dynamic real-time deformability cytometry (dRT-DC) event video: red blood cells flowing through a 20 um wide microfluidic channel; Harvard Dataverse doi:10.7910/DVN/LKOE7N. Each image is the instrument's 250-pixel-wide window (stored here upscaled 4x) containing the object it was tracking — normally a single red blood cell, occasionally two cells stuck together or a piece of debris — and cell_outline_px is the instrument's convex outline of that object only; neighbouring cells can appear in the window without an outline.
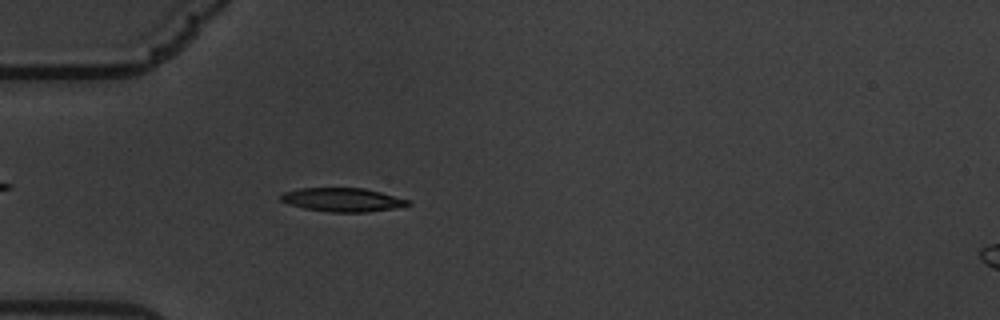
{"species": "common noctule bat (a hibernating species)", "species_latin": "Nyctalus noctula", "temperature_condition": "warm", "stored_images_in_passage": 49, "camera_frame_rate_fps": 3000, "um_per_image_px": 0.085, "animal": {"sex": "male", "body_mass_g": 19.5, "forearm_length_mm": 54.6}, "frame": {"image": 1, "passage_image": 7, "time_ms": 2.0, "image_size_px": [1000, 320], "cell_outline_px": [[412, 204], [396, 208], [368, 212], [332, 212], [304, 208], [288, 204], [280, 200], [280, 196], [284, 192], [300, 188], [364, 188], [380, 192], [408, 200]], "centroid_in_image_um": [29.11, 16.98], "position_along_channel_um": 55.9, "area_um2": 17.46}}
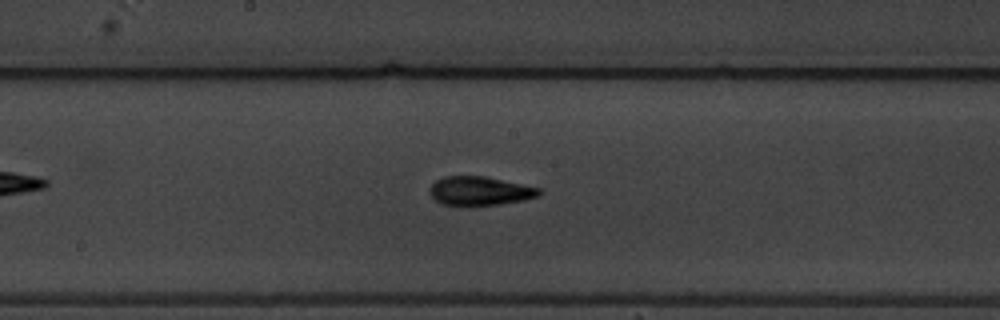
{"frame": {"image": 2, "passage_image": 21, "time_ms": 6.667, "image_size_px": [1000, 320], "cell_outline_px": [[544, 192], [540, 196], [524, 200], [500, 204], [444, 204], [436, 200], [428, 192], [432, 184], [436, 180], [444, 176], [484, 176], [540, 188]], "centroid_in_image_um": [40.83, 16.21], "position_along_channel_um": 207.4, "area_um2": 18.09}}
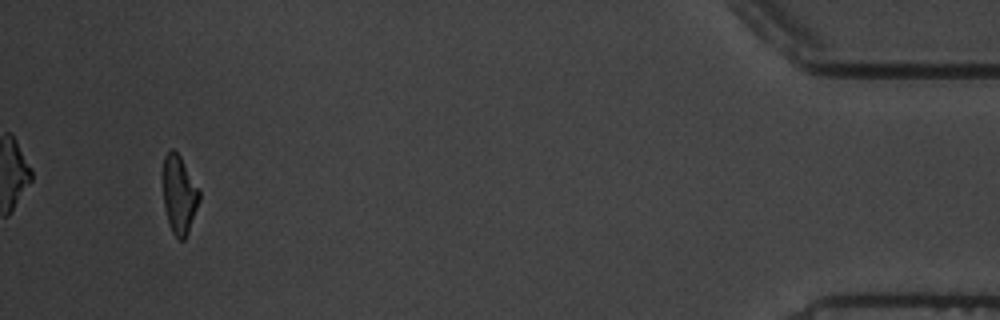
{"frame": {"image": 3, "passage_image": 46, "time_ms": 15.0, "image_size_px": [1000, 320], "cell_outline_px": [[200, 200], [188, 232], [184, 240], [180, 240], [172, 232], [168, 224], [164, 204], [164, 156], [172, 148], [180, 156], [200, 192]], "centroid_in_image_um": [15.24, 16.57], "position_along_channel_um": 420.0, "area_um2": 16.18}, "authors_computed_cell_mechanics": {"area_um2": 17.629, "velocity_mm_per_s": 3.4004, "shape_relaxation_time_tau1_ms": 4.2436, "shape_relaxation_time_tau2_ms": 3.3876, "deformation_change_tau1": 0.2118, "deformation_change_tau2": 0.1229}}